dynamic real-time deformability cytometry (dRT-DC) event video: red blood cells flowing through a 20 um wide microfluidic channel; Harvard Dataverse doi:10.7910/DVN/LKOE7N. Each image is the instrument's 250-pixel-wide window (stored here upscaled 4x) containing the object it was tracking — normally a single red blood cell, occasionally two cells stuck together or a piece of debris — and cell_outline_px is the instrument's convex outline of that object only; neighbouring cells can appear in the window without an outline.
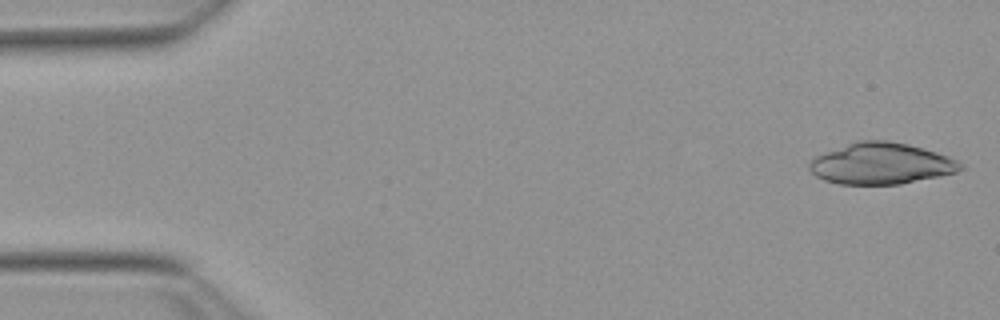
{"species": "Egyptian fruit bat (a non-hibernating species)", "species_latin": "Rousettus aegyptiacus", "temperature_condition": "warm", "stored_images_in_passage": 21, "camera_frame_rate_fps": 3000, "um_per_image_px": 0.085, "animal": {"sex": "female"}, "frame": {"image": 1, "passage_image": 1, "time_ms": 0.0, "image_size_px": [1000, 320], "cell_outline_px": [[964, 168], [956, 172], [940, 176], [900, 184], [840, 184], [824, 180], [816, 176], [808, 168], [808, 164], [816, 156], [856, 140], [888, 140], [908, 144], [936, 152], [948, 156], [964, 164]], "centroid_in_image_um": [74.91, 13.9], "position_along_channel_um": 10.1, "area_um2": 36.3}}